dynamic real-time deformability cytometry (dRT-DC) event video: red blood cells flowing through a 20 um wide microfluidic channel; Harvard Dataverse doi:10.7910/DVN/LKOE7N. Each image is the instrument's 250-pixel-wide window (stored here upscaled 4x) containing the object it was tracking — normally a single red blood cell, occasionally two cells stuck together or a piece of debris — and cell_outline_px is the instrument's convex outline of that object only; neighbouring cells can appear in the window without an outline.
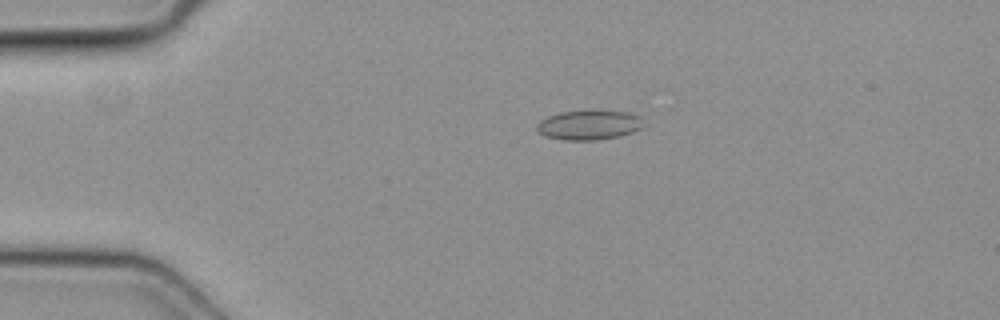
{"species": "common noctule bat (a hibernating species)", "species_latin": "Nyctalus noctula", "temperature_condition": "cold", "stored_images_in_passage": 43, "camera_frame_rate_fps": 3000, "um_per_image_px": 0.085, "animal": {"sex": "female", "body_mass_g": 19.3, "forearm_length_mm": 54.1}, "frame": {"image": 1, "passage_image": 4, "time_ms": 1.0, "image_size_px": [1000, 320], "cell_outline_px": [[640, 128], [632, 132], [620, 136], [596, 140], [564, 140], [544, 136], [536, 128], [536, 124], [540, 120], [548, 116], [560, 112], [628, 112], [640, 116]], "centroid_in_image_um": [50.0, 10.65], "position_along_channel_um": 35.0, "area_um2": 17.86}}
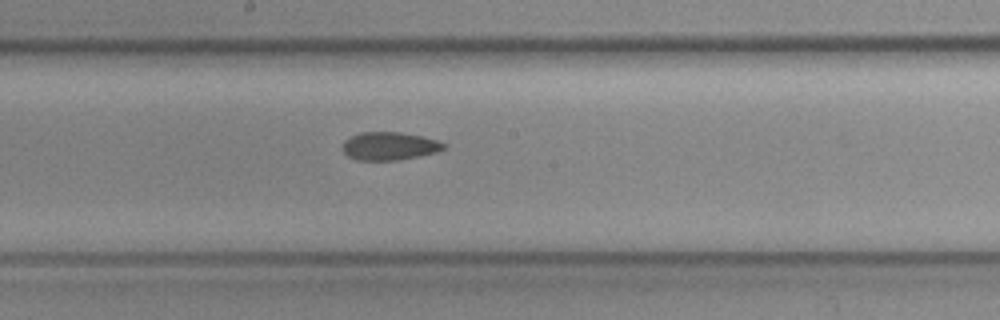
{"frame": {"image": 2, "passage_image": 20, "time_ms": 6.333, "image_size_px": [1000, 320], "cell_outline_px": [[448, 144], [444, 148], [436, 152], [420, 156], [396, 160], [356, 160], [348, 156], [344, 152], [344, 140], [360, 132], [400, 132], [420, 136], [436, 140]], "centroid_in_image_um": [33.11, 12.41], "position_along_channel_um": 215.1, "area_um2": 16.42}}
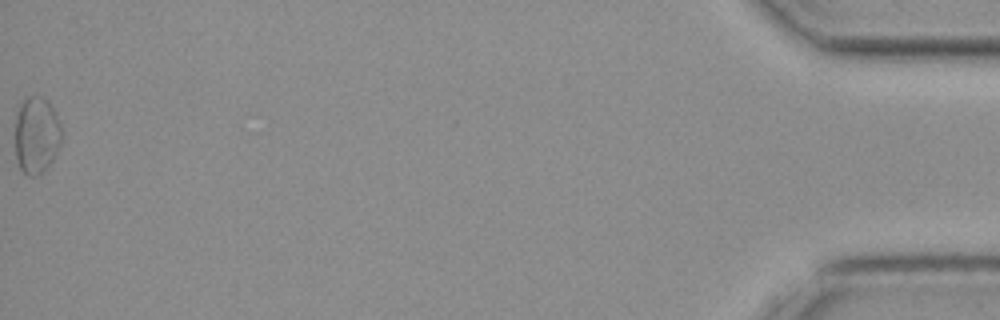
{"frame": {"image": 3, "passage_image": 43, "time_ms": 14.0, "image_size_px": [1000, 320], "cell_outline_px": [[60, 144], [52, 160], [36, 176], [28, 176], [20, 168], [16, 156], [16, 116], [20, 104], [28, 96], [40, 96], [48, 100], [56, 112], [60, 128]], "centroid_in_image_um": [3.09, 11.45], "position_along_channel_um": 432.1, "area_um2": 20.46}}